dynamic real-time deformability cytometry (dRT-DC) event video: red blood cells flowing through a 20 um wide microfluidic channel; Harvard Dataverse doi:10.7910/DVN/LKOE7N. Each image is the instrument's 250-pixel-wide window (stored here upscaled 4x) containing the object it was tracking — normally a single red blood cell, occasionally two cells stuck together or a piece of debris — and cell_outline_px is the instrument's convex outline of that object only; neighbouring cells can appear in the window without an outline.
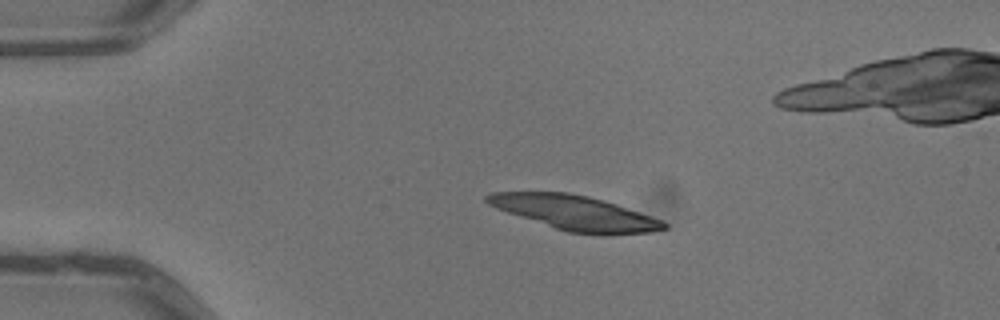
{"species": "common noctule bat (a hibernating species)", "species_latin": "Nyctalus noctula", "temperature_condition": "warm", "stored_images_in_passage": 3, "camera_frame_rate_fps": 3000, "um_per_image_px": 0.085, "animal": {"sex": "male", "body_mass_g": 13.3}, "frame": {"image": 1, "passage_image": 1, "time_ms": 0.0, "image_size_px": [1000, 320], "cell_outline_px": [[668, 228], [652, 232], [568, 232], [496, 208], [488, 204], [484, 200], [484, 196], [492, 192], [568, 192], [588, 196], [604, 200], [664, 220], [668, 224]], "centroid_in_image_um": [48.85, 18.04], "position_along_channel_um": 36.2, "area_um2": 34.56}}